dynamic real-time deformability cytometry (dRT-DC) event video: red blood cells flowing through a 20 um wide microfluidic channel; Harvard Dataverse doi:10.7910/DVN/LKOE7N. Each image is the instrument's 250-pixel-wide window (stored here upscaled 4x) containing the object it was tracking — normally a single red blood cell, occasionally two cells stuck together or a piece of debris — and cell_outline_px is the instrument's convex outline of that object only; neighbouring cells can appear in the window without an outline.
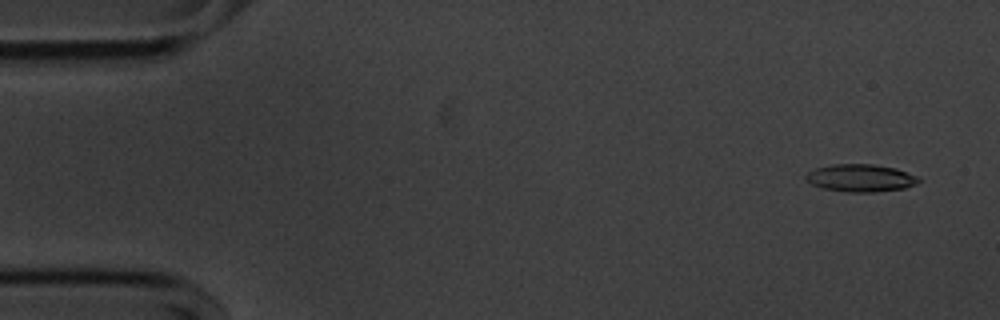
{"species": "common noctule bat (a hibernating species)", "species_latin": "Nyctalus noctula", "temperature_condition": "cold", "stored_images_in_passage": 16, "camera_frame_rate_fps": 3000, "um_per_image_px": 0.085, "animal": {"sex": "male", "body_mass_g": 20.1, "forearm_length_mm": 53.5}, "frame": {"image": 1, "passage_image": 3, "time_ms": 0.667, "image_size_px": [1000, 320], "cell_outline_px": [[920, 180], [916, 184], [904, 188], [872, 192], [848, 192], [824, 188], [812, 184], [804, 180], [804, 176], [808, 172], [816, 168], [832, 164], [872, 164], [896, 168], [916, 176]], "centroid_in_image_um": [73.12, 15.12], "position_along_channel_um": 11.9, "area_um2": 17.98}}
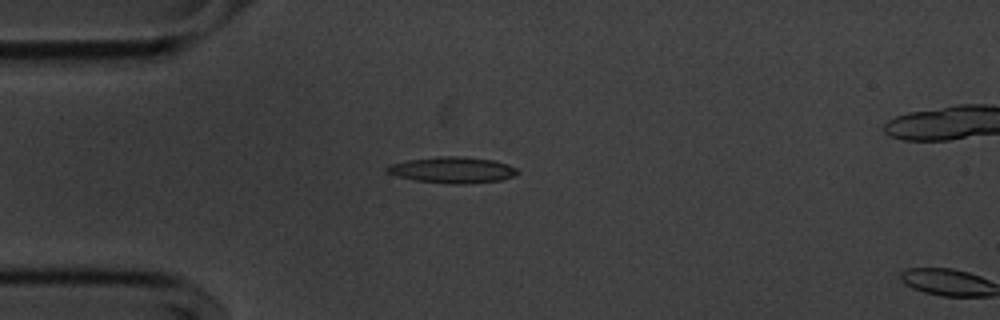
{"frame": {"image": 2, "passage_image": 14, "time_ms": 4.333, "image_size_px": [1000, 320], "cell_outline_px": [[520, 172], [512, 176], [500, 180], [464, 184], [452, 184], [416, 180], [384, 172], [384, 168], [388, 164], [408, 160], [440, 156], [460, 156], [492, 160], [508, 164], [516, 168]], "centroid_in_image_um": [38.43, 14.44], "position_along_channel_um": 46.6, "area_um2": 19.77}}